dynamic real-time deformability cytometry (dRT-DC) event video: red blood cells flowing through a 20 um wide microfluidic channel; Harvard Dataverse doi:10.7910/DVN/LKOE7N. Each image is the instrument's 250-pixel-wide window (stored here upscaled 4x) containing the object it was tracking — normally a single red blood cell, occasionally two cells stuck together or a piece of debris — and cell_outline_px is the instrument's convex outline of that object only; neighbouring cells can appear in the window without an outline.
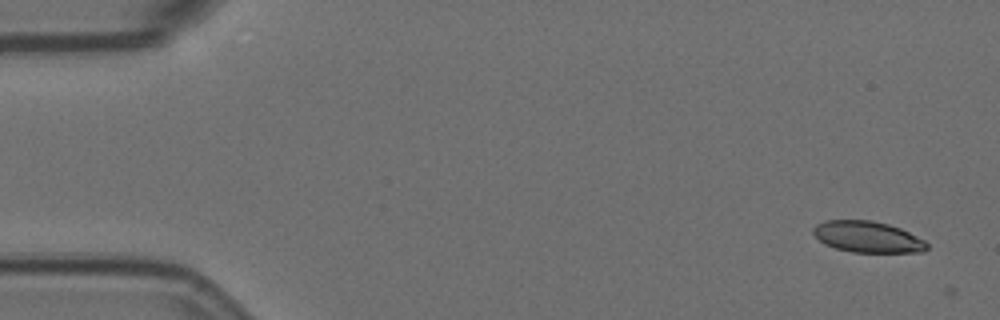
{"species": "Egyptian fruit bat (a non-hibernating species)", "species_latin": "Rousettus aegyptiacus", "temperature_condition": "room temperature", "stored_images_in_passage": 2, "camera_frame_rate_fps": 3000, "um_per_image_px": 0.085, "animal": {"sex": "female"}, "frame": {"image": 1, "passage_image": 1, "time_ms": 0.0, "image_size_px": [1000, 320], "cell_outline_px": [[928, 248], [924, 252], [852, 252], [836, 248], [824, 244], [812, 232], [812, 228], [816, 224], [824, 220], [872, 220], [888, 224], [900, 228], [924, 240], [928, 244]], "centroid_in_image_um": [73.73, 20.13], "position_along_channel_um": 11.3, "area_um2": 20.69}}